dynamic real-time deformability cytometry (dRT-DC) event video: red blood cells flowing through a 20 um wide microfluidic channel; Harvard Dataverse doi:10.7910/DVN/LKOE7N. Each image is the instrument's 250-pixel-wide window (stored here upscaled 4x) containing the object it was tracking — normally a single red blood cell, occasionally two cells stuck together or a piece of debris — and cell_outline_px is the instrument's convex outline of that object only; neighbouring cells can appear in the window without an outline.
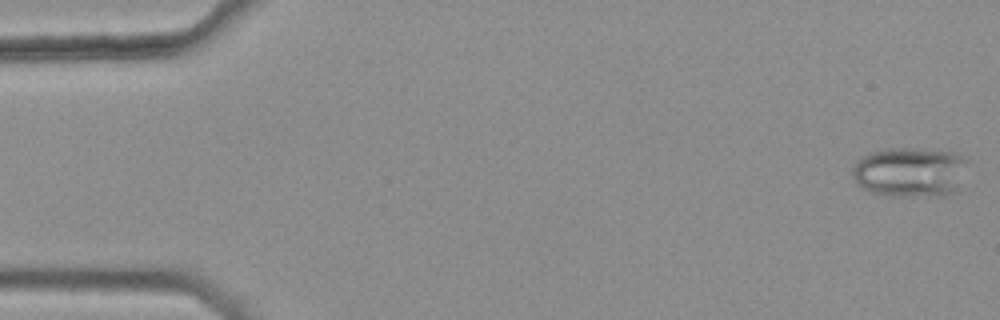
{"species": "common noctule bat (a hibernating species)", "species_latin": "Nyctalus noctula", "temperature_condition": "warm", "stored_images_in_passage": 46, "camera_frame_rate_fps": 3000, "um_per_image_px": 0.085, "animal": {"sex": "female", "body_mass_g": 25.1}, "frame": {"image": 1, "passage_image": 1, "time_ms": 0.0, "image_size_px": [1000, 320], "cell_outline_px": [[968, 160], [952, 188], [948, 192], [936, 196], [896, 196], [872, 192], [864, 188], [852, 176], [852, 168], [856, 160], [860, 156], [868, 152], [888, 148], [916, 148], [952, 152]], "centroid_in_image_um": [77.22, 14.58], "position_along_channel_um": 7.8, "area_um2": 32.6}}
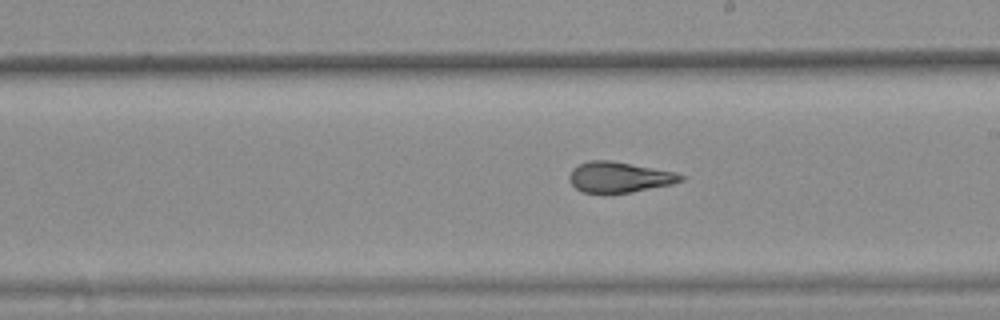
{"frame": {"image": 2, "passage_image": 30, "time_ms": 9.667, "image_size_px": [1000, 320], "cell_outline_px": [[688, 176], [684, 180], [672, 184], [632, 192], [608, 196], [580, 192], [568, 180], [568, 176], [572, 168], [588, 160], [612, 160], [676, 172]], "centroid_in_image_um": [52.62, 15.09], "position_along_channel_um": 236.4, "area_um2": 20.75}}
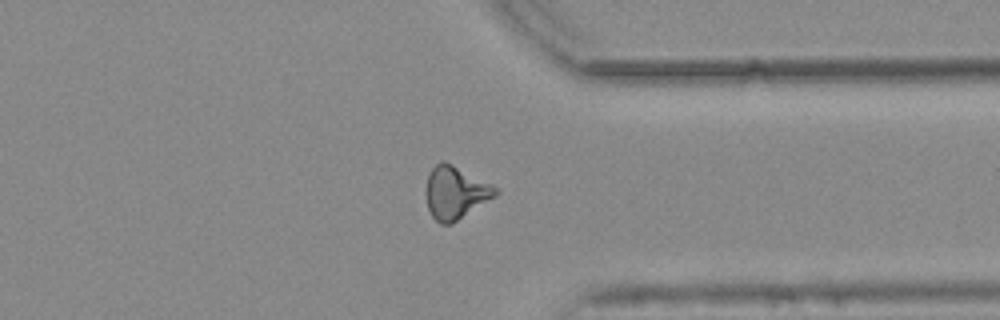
{"frame": {"image": 3, "passage_image": 41, "time_ms": 13.333, "image_size_px": [1000, 320], "cell_outline_px": [[500, 192], [496, 196], [452, 224], [440, 224], [432, 216], [428, 208], [424, 192], [428, 176], [432, 168], [440, 160], [444, 160], [492, 184]], "centroid_in_image_um": [38.69, 16.37], "position_along_channel_um": 372.7, "area_um2": 21.5}, "authors_computed_cell_mechanics": {"area_um2": 20.7502, "velocity_mm_per_s": 3.7928, "shape_relaxation_time_tau1_ms": null, "shape_relaxation_time_tau2_ms": 1.8308, "deformation_change_tau1": null, "deformation_change_tau2": 0.0986}}